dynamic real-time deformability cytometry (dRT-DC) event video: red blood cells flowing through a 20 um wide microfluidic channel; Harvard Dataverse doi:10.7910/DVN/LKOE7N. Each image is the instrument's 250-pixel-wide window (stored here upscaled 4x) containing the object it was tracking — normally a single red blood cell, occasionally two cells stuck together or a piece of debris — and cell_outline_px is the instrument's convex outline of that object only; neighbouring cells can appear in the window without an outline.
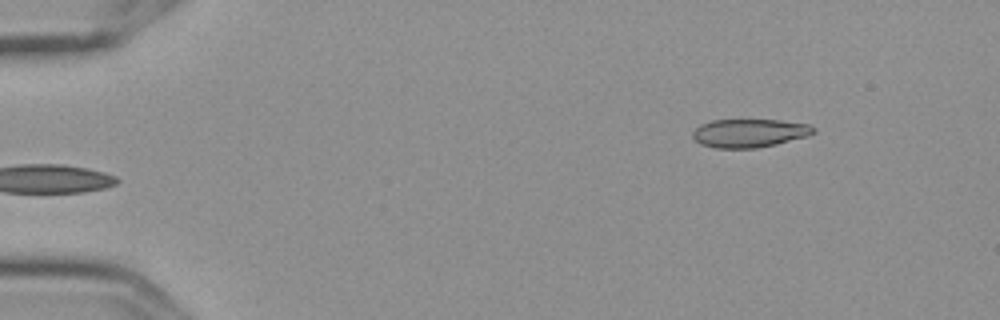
{"species": "Egyptian fruit bat (a non-hibernating species)", "species_latin": "Rousettus aegyptiacus", "temperature_condition": "cold", "stored_images_in_passage": 4, "camera_frame_rate_fps": 3000, "um_per_image_px": 0.085, "frame": {"image": 1, "passage_image": 4, "time_ms": 1.0, "image_size_px": [1000, 320], "cell_outline_px": [[816, 132], [808, 136], [776, 144], [756, 148], [716, 148], [700, 144], [692, 136], [692, 132], [700, 124], [712, 120], [780, 120], [808, 124], [816, 128]], "centroid_in_image_um": [63.7, 11.31], "position_along_channel_um": 21.3, "area_um2": 20.06}}